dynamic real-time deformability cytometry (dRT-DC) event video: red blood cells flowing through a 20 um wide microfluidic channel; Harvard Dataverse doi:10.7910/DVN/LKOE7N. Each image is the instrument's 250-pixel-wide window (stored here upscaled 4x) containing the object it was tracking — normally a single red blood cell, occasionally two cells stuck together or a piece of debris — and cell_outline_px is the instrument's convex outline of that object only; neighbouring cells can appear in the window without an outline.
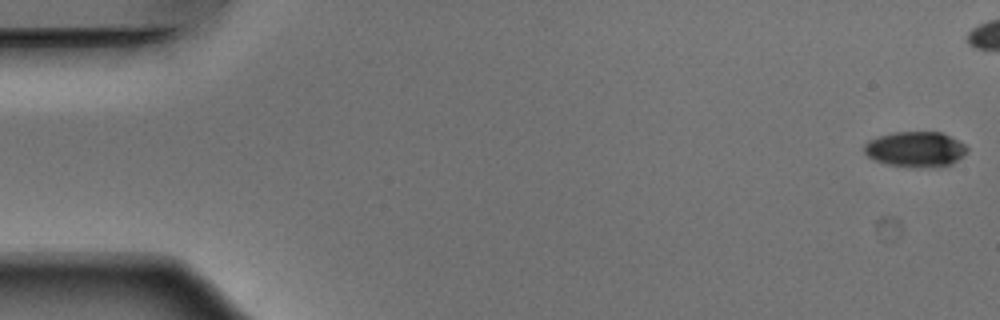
{"species": "Egyptian fruit bat (a non-hibernating species)", "species_latin": "Rousettus aegyptiacus", "temperature_condition": "warm", "stored_images_in_passage": 43, "camera_frame_rate_fps": 3000, "um_per_image_px": 0.085, "animal": {"sex": "male"}, "frame": {"image": 1, "passage_image": 1, "time_ms": 0.0, "image_size_px": [1000, 320], "cell_outline_px": [[968, 152], [964, 156], [952, 164], [940, 168], [912, 168], [888, 164], [876, 160], [868, 156], [864, 152], [864, 144], [868, 140], [880, 136], [896, 132], [940, 132], [964, 144], [968, 148]], "centroid_in_image_um": [77.85, 12.72], "position_along_channel_um": 7.2, "area_um2": 21.44}}
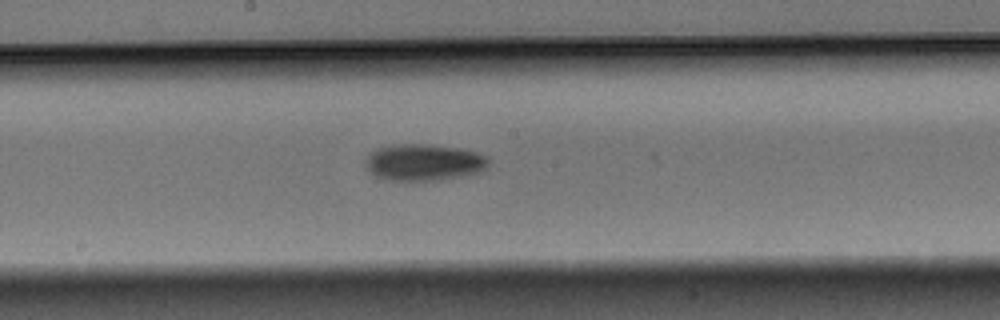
{"frame": {"image": 2, "passage_image": 28, "time_ms": 9.0, "image_size_px": [1000, 320], "cell_outline_px": [[488, 164], [480, 172], [440, 180], [388, 180], [376, 176], [364, 164], [364, 160], [372, 152], [380, 148], [392, 144], [424, 144], [456, 148], [476, 152], [488, 156]], "centroid_in_image_um": [36.02, 13.8], "position_along_channel_um": 212.2, "area_um2": 25.95}}
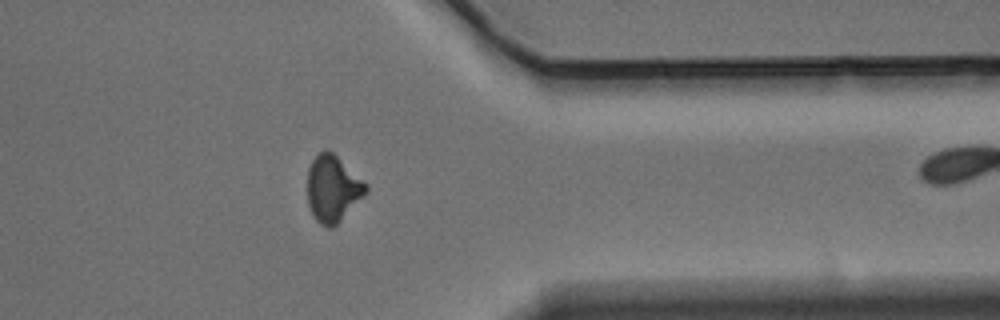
{"frame": {"image": 3, "passage_image": 42, "time_ms": 13.667, "image_size_px": [1000, 320], "cell_outline_px": [[368, 192], [332, 228], [328, 228], [320, 224], [312, 216], [308, 204], [308, 168], [312, 160], [324, 148], [328, 148], [368, 184]], "centroid_in_image_um": [28.28, 16.02], "position_along_channel_um": 383.1, "area_um2": 22.72}}